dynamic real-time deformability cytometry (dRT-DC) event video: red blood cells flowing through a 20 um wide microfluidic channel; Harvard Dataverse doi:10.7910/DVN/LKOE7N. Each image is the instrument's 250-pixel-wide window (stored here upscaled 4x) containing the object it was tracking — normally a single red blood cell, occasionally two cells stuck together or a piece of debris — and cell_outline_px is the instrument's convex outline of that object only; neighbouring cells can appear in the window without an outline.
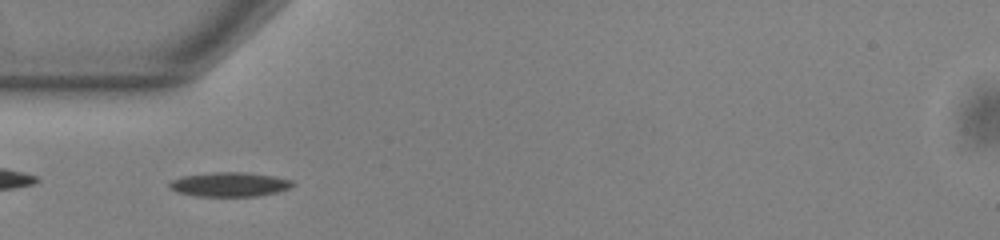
{"species": "common noctule bat (a hibernating species)", "species_latin": "Nyctalus noctula", "temperature_condition": "warm", "stored_images_in_passage": 39, "camera_frame_rate_fps": 3000, "um_per_image_px": 0.085, "animal": {"sex": "male", "body_mass_g": 13.0, "forearm_length_mm": 53.1}, "frame": {"image": 1, "passage_image": 2, "time_ms": 0.333, "image_size_px": [1000, 240], "cell_outline_px": [[296, 184], [288, 188], [276, 192], [256, 196], [196, 196], [176, 192], [168, 188], [168, 184], [172, 180], [180, 176], [212, 172], [248, 172], [276, 176], [292, 180]], "centroid_in_image_um": [19.49, 15.66], "position_along_channel_um": 65.5, "area_um2": 17.69}}
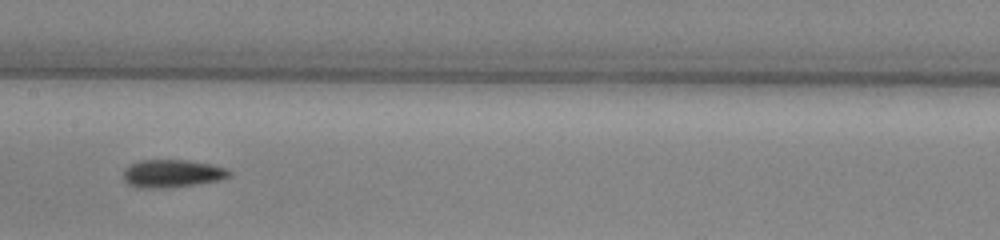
{"frame": {"image": 2, "passage_image": 12, "time_ms": 3.667, "image_size_px": [1000, 240], "cell_outline_px": [[232, 172], [228, 176], [220, 180], [168, 188], [140, 188], [128, 184], [120, 176], [124, 168], [140, 160], [188, 160], [212, 164], [228, 168]], "centroid_in_image_um": [14.6, 14.75], "position_along_channel_um": 192.8, "area_um2": 17.4}}
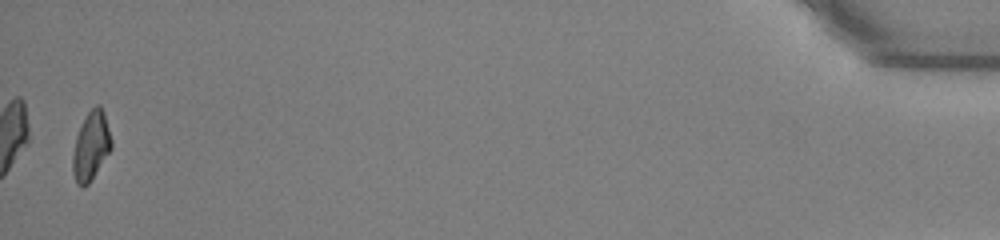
{"frame": {"image": 3, "passage_image": 38, "time_ms": 12.333, "image_size_px": [1000, 240], "cell_outline_px": [[112, 148], [88, 184], [76, 184], [72, 172], [72, 156], [76, 136], [88, 112], [96, 104], [100, 104], [104, 112], [112, 140]], "centroid_in_image_um": [7.74, 12.39], "position_along_channel_um": 427.5, "area_um2": 15.26}, "authors_computed_cell_mechanics": {"area_um2": 16.2418, "velocity_mm_per_s": 3.8329, "shape_relaxation_time_tau1_ms": 5.0493, "shape_relaxation_time_tau2_ms": 6.5387, "deformation_change_tau1": 0.1551, "deformation_change_tau2": 0.1522}}